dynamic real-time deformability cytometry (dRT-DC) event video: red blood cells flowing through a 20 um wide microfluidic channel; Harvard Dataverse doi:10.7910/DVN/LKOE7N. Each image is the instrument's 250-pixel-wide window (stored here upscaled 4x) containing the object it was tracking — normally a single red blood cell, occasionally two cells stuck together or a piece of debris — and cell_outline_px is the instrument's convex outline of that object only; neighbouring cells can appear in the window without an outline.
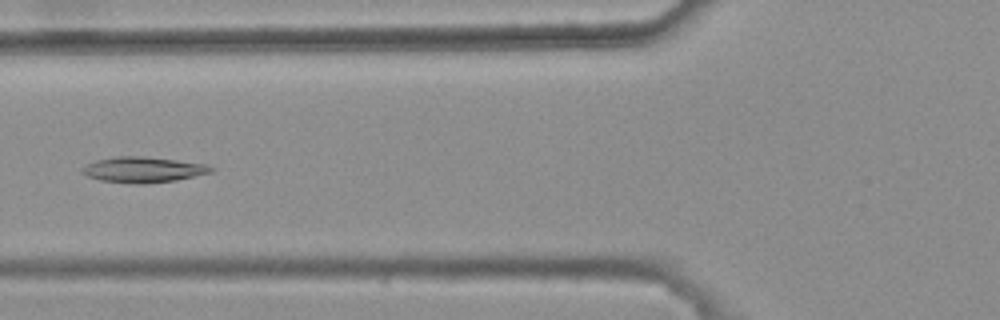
{"species": "common noctule bat (a hibernating species)", "species_latin": "Nyctalus noctula", "temperature_condition": "warm", "stored_images_in_passage": 3, "camera_frame_rate_fps": 3000, "um_per_image_px": 0.085, "animal": {"sex": "female", "body_mass_g": 25.1}, "frame": {"image": 1, "passage_image": 3, "time_ms": 0.667, "image_size_px": [1000, 320], "cell_outline_px": [[216, 168], [212, 172], [176, 180], [144, 184], [136, 184], [100, 180], [88, 176], [80, 172], [80, 168], [96, 160], [116, 156], [140, 156], [176, 160], [204, 164]], "centroid_in_image_um": [12.15, 14.42], "position_along_channel_um": 113.7, "area_um2": 19.13}}